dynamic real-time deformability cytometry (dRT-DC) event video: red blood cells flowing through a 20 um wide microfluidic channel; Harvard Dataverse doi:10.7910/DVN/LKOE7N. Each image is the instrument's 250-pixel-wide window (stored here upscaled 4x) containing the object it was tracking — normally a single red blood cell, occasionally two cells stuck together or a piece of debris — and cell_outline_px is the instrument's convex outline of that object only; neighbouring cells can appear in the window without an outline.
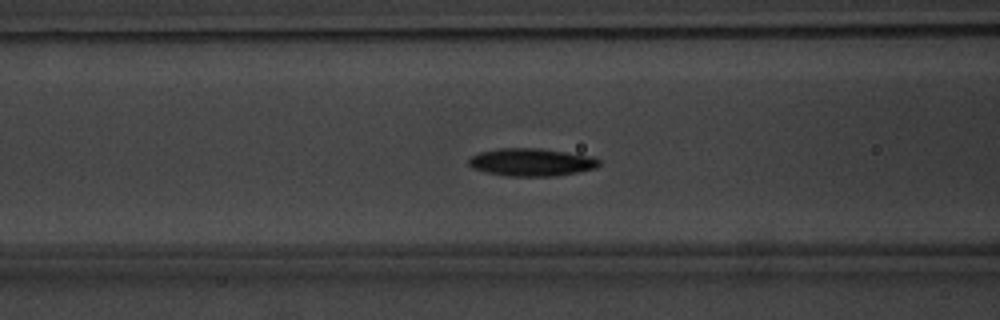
{"species": "common noctule bat (a hibernating species)", "species_latin": "Nyctalus noctula", "temperature_condition": "warm", "stored_images_in_passage": 54, "camera_frame_rate_fps": 3000, "um_per_image_px": 0.085, "animal": {"sex": "male", "body_mass_g": 20.1, "forearm_length_mm": 53.5}, "frame": {"image": 1, "passage_image": 23, "time_ms": 7.333, "image_size_px": [1000, 320], "cell_outline_px": [[600, 164], [596, 168], [580, 172], [556, 176], [508, 176], [484, 172], [472, 168], [468, 164], [468, 160], [472, 156], [480, 152], [500, 148], [540, 148], [592, 156], [600, 160]], "centroid_in_image_um": [45.18, 13.79], "position_along_channel_um": 121.4, "area_um2": 21.21}}
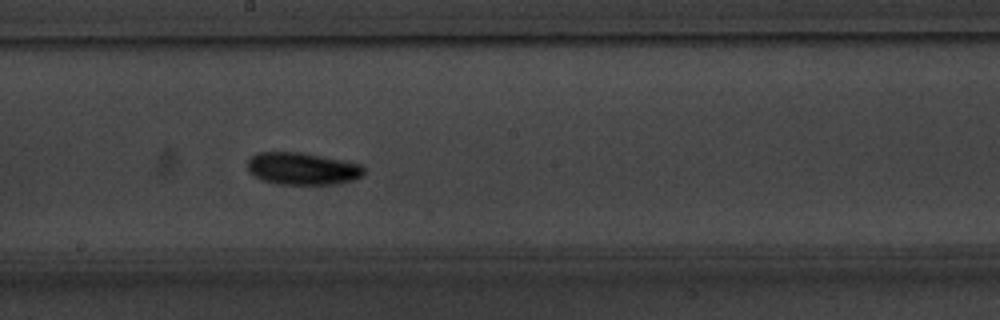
{"frame": {"image": 2, "passage_image": 31, "time_ms": 10.0, "image_size_px": [1000, 320], "cell_outline_px": [[364, 176], [352, 180], [332, 184], [276, 184], [264, 180], [256, 176], [248, 168], [248, 160], [256, 152], [304, 152], [360, 164], [364, 168]], "centroid_in_image_um": [25.72, 14.32], "position_along_channel_um": 222.5, "area_um2": 21.73}}
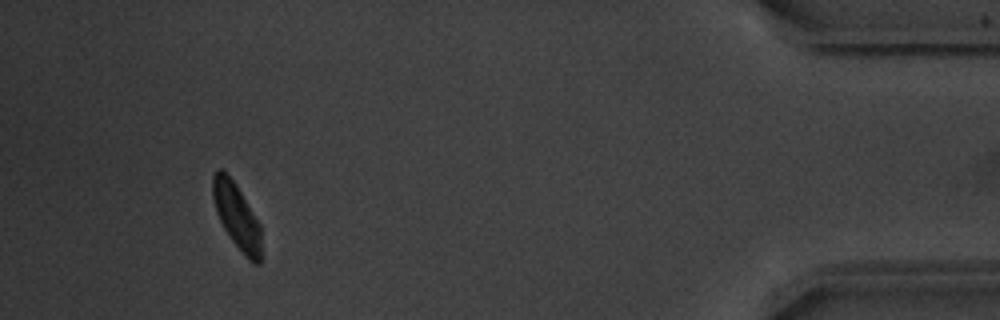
{"frame": {"image": 3, "passage_image": 51, "time_ms": 16.667, "image_size_px": [1000, 320], "cell_outline_px": [[260, 264], [256, 264], [248, 260], [228, 236], [216, 212], [212, 196], [212, 176], [216, 168], [220, 168], [236, 184], [260, 224]], "centroid_in_image_um": [20.09, 18.36], "position_along_channel_um": 415.1, "area_um2": 18.38}, "authors_computed_cell_mechanics": {"area_um2": 19.7387, "velocity_mm_per_s": 3.7919, "shape_relaxation_time_tau1_ms": 1.9578, "shape_relaxation_time_tau2_ms": 5.9447, "deformation_change_tau1": 0.1092, "deformation_change_tau2": 0.1169}}